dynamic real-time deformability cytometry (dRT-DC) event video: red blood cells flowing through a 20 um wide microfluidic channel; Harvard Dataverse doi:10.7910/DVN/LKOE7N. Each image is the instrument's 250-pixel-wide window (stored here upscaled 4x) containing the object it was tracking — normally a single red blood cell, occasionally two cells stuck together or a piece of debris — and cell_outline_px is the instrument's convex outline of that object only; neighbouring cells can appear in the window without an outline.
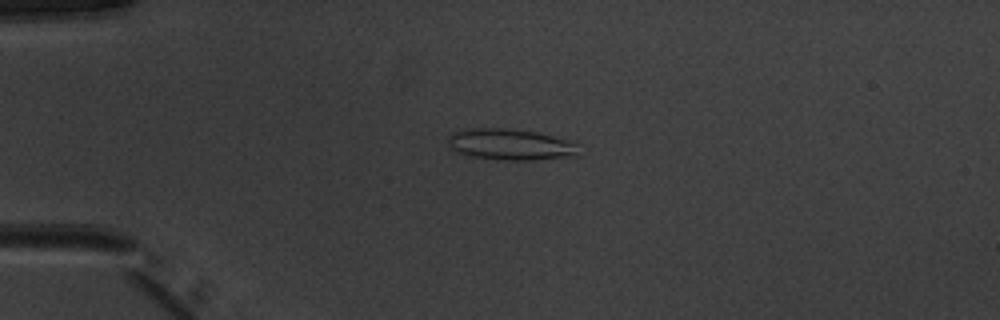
{"species": "common noctule bat (a hibernating species)", "species_latin": "Nyctalus noctula", "temperature_condition": "warm", "stored_images_in_passage": 50, "camera_frame_rate_fps": 3000, "um_per_image_px": 0.085, "animal": {"sex": "male", "body_mass_g": 20.1, "forearm_length_mm": 53.5}, "frame": {"image": 1, "passage_image": 12, "time_ms": 3.667, "image_size_px": [1000, 320], "cell_outline_px": [[580, 156], [532, 160], [508, 160], [472, 156], [456, 152], [448, 144], [448, 136], [452, 132], [464, 128], [508, 128], [536, 132], [576, 140]], "centroid_in_image_um": [43.46, 12.27], "position_along_channel_um": 41.5, "area_um2": 24.28}}
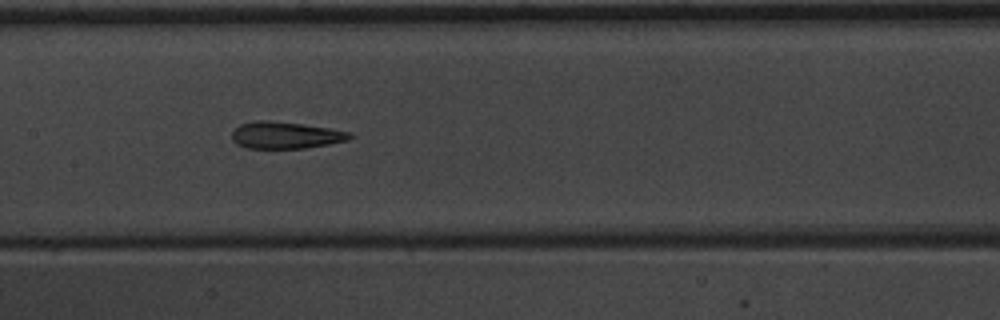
{"frame": {"image": 2, "passage_image": 25, "time_ms": 8.0, "image_size_px": [1000, 320], "cell_outline_px": [[352, 136], [348, 140], [328, 144], [304, 148], [248, 148], [236, 144], [232, 140], [232, 132], [240, 124], [256, 120], [268, 120], [300, 124], [328, 128], [352, 132]], "centroid_in_image_um": [24.25, 11.49], "position_along_channel_um": 183.2, "area_um2": 18.32}}
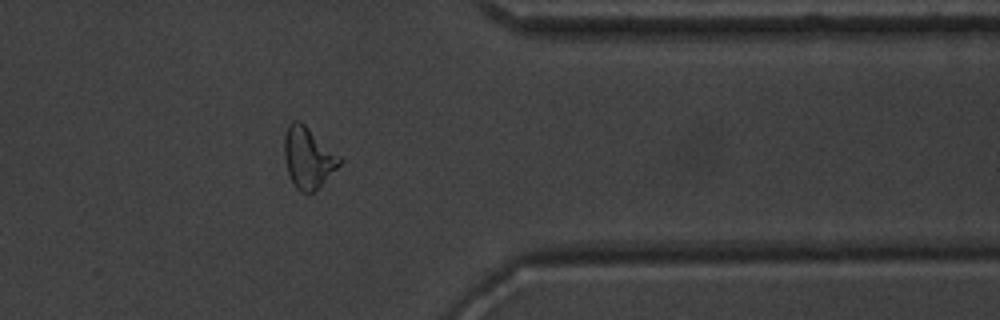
{"frame": {"image": 3, "passage_image": 41, "time_ms": 13.333, "image_size_px": [1000, 320], "cell_outline_px": [[344, 160], [308, 196], [300, 192], [292, 184], [284, 160], [284, 136], [288, 124], [292, 120], [300, 120], [340, 156]], "centroid_in_image_um": [26.15, 13.39], "position_along_channel_um": 385.2, "area_um2": 19.65}, "authors_computed_cell_mechanics": {"area_um2": 19.652, "velocity_mm_per_s": 3.9806, "shape_relaxation_time_tau1_ms": null, "shape_relaxation_time_tau2_ms": 2.2297, "deformation_change_tau1": null, "deformation_change_tau2": 0.1136}}